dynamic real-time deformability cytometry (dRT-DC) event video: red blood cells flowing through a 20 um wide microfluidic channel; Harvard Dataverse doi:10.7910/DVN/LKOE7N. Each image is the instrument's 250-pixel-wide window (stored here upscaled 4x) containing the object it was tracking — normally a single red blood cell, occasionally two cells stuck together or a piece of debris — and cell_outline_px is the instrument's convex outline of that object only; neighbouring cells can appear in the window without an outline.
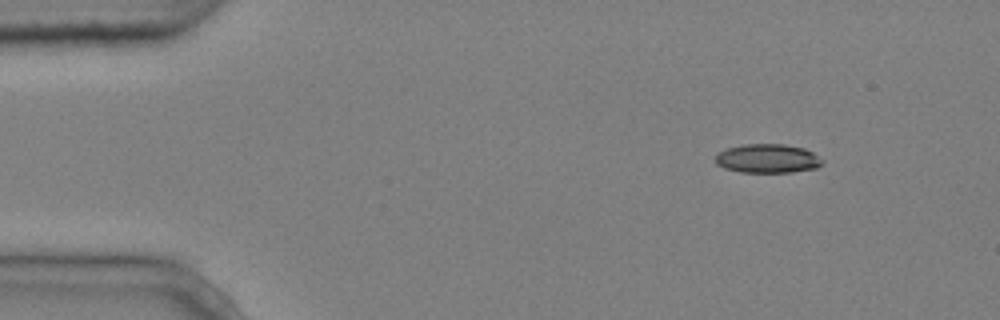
{"species": "common noctule bat (a hibernating species)", "species_latin": "Nyctalus noctula", "temperature_condition": "cold", "stored_images_in_passage": 4, "camera_frame_rate_fps": 3000, "um_per_image_px": 0.085, "animal": {"sex": "male", "body_mass_g": 20.4}, "frame": {"image": 1, "passage_image": 2, "time_ms": 0.333, "image_size_px": [1000, 320], "cell_outline_px": [[824, 164], [816, 168], [792, 172], [740, 172], [724, 168], [716, 164], [716, 156], [720, 152], [728, 148], [740, 144], [784, 144], [804, 148], [812, 152], [824, 160]], "centroid_in_image_um": [65.27, 13.47], "position_along_channel_um": 19.7, "area_um2": 18.09}}